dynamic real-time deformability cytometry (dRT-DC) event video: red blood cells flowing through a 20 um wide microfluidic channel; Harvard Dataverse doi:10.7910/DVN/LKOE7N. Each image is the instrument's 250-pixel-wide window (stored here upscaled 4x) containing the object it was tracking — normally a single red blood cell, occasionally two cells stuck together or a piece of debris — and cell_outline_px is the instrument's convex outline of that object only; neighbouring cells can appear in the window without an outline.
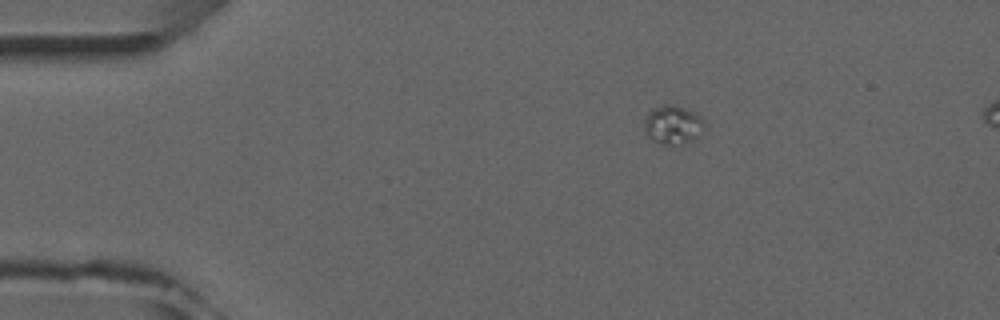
{"species": "common noctule bat (a hibernating species)", "species_latin": "Nyctalus noctula", "temperature_condition": "room temperature", "stored_images_in_passage": 3, "camera_frame_rate_fps": 3000, "um_per_image_px": 0.085, "animal": {"sex": "male", "forearm_length_mm": 52.5}, "frame": {"image": 1, "passage_image": 3, "time_ms": 3.0, "image_size_px": [1000, 320], "cell_outline_px": [[704, 132], [692, 140], [684, 144], [660, 144], [652, 140], [644, 132], [644, 120], [648, 112], [652, 108], [664, 104], [672, 104], [696, 112], [704, 120]], "centroid_in_image_um": [57.2, 10.6], "position_along_channel_um": 27.8, "area_um2": 13.87}}